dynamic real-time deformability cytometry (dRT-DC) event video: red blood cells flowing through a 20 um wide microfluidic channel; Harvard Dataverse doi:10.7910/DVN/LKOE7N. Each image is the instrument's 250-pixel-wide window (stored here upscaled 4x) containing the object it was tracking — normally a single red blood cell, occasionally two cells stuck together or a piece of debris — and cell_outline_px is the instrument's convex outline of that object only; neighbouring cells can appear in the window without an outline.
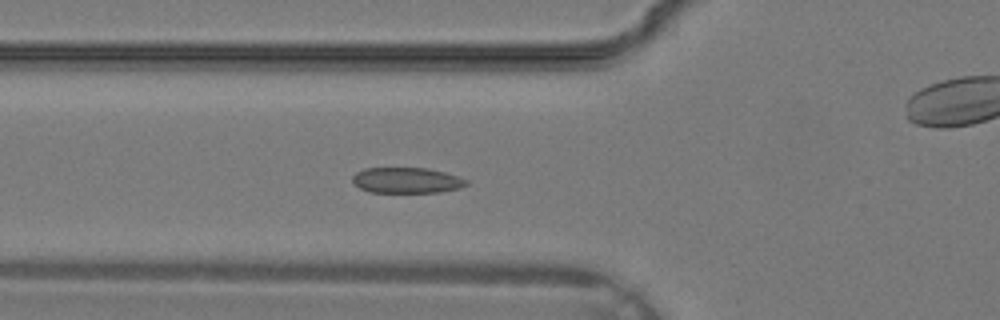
{"species": "common noctule bat (a hibernating species)", "species_latin": "Nyctalus noctula", "temperature_condition": "warm", "stored_images_in_passage": 36, "camera_frame_rate_fps": 3000, "um_per_image_px": 0.085, "animal": {"sex": "male", "body_mass_g": 19.2, "forearm_length_mm": 51.8}, "frame": {"image": 1, "passage_image": 13, "time_ms": 4.0, "image_size_px": [1000, 320], "cell_outline_px": [[468, 184], [460, 188], [440, 192], [368, 192], [360, 188], [352, 180], [352, 176], [356, 172], [364, 168], [424, 168], [444, 172], [468, 180]], "centroid_in_image_um": [34.55, 15.33], "position_along_channel_um": 91.2, "area_um2": 16.94}}
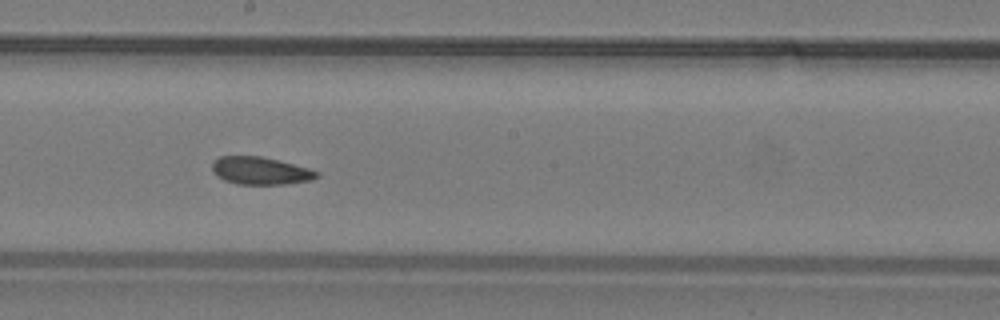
{"frame": {"image": 2, "passage_image": 20, "time_ms": 6.333, "image_size_px": [1000, 320], "cell_outline_px": [[320, 176], [312, 180], [288, 184], [236, 184], [224, 180], [216, 176], [212, 172], [212, 160], [220, 156], [260, 156], [308, 168], [320, 172]], "centroid_in_image_um": [22.11, 14.52], "position_along_channel_um": 226.1, "area_um2": 16.94}}
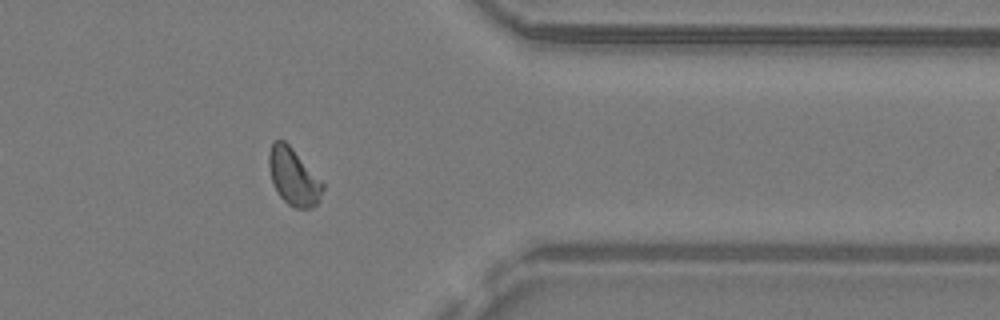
{"frame": {"image": 3, "passage_image": 29, "time_ms": 9.333, "image_size_px": [1000, 320], "cell_outline_px": [[324, 188], [316, 204], [312, 208], [296, 208], [288, 204], [280, 196], [272, 180], [268, 164], [268, 152], [272, 144], [276, 140], [284, 140], [292, 148], [324, 184]], "centroid_in_image_um": [24.93, 15.02], "position_along_channel_um": 386.5, "area_um2": 17.46}}